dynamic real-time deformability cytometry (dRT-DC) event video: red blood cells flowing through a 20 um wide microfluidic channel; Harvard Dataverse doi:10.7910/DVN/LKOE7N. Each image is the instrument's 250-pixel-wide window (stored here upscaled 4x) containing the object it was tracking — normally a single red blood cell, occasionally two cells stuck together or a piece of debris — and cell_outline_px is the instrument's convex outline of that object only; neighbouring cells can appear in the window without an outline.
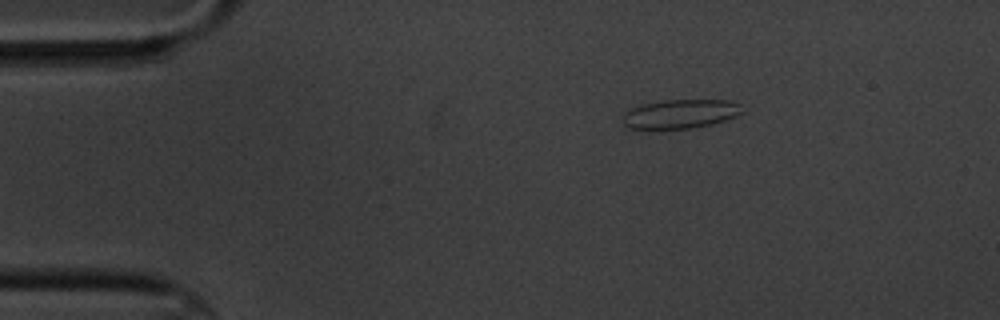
{"species": "common noctule bat (a hibernating species)", "species_latin": "Nyctalus noctula", "temperature_condition": "cold", "stored_images_in_passage": 3, "camera_frame_rate_fps": 3000, "um_per_image_px": 0.085, "animal": {"sex": "male", "body_mass_g": 20.1, "forearm_length_mm": 53.5}, "frame": {"image": 1, "passage_image": 1, "time_ms": 0.0, "image_size_px": [1000, 320], "cell_outline_px": [[744, 112], [736, 116], [712, 124], [692, 128], [640, 132], [628, 128], [624, 124], [624, 112], [632, 108], [644, 104], [664, 100], [732, 100], [740, 104]], "centroid_in_image_um": [57.78, 9.73], "position_along_channel_um": 27.2, "area_um2": 20.92}}